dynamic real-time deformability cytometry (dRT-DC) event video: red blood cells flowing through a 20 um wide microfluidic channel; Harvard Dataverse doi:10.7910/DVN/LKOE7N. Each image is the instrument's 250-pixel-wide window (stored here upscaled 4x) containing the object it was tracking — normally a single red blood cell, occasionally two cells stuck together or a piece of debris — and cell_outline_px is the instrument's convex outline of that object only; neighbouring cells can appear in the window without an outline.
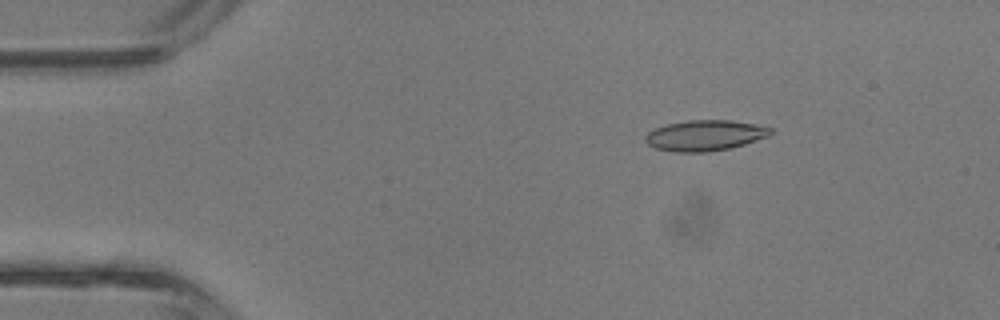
{"species": "common noctule bat (a hibernating species)", "species_latin": "Nyctalus noctula", "temperature_condition": "room temperature", "stored_images_in_passage": 4, "camera_frame_rate_fps": 3000, "um_per_image_px": 0.085, "animal": {"sex": "male", "body_mass_g": 13.3}, "frame": {"image": 1, "passage_image": 2, "time_ms": 0.333, "image_size_px": [1000, 320], "cell_outline_px": [[772, 132], [768, 136], [744, 144], [728, 148], [704, 152], [676, 152], [656, 148], [648, 144], [644, 140], [644, 136], [648, 132], [656, 128], [668, 124], [688, 120], [732, 120], [772, 128]], "centroid_in_image_um": [59.89, 11.51], "position_along_channel_um": 25.1, "area_um2": 22.08}}
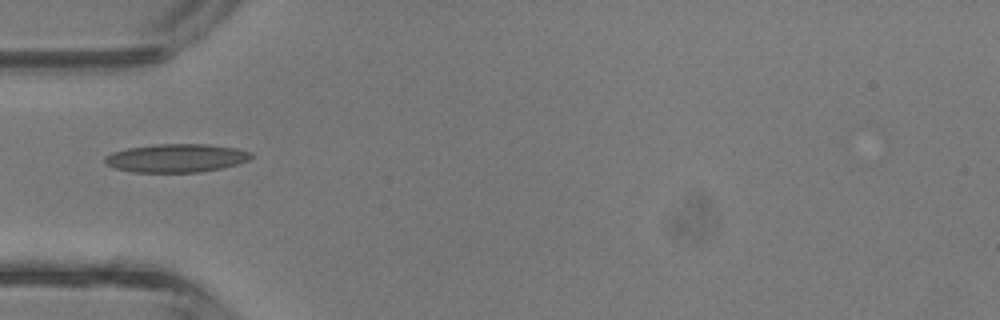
{"frame": {"image": 2, "passage_image": 4, "time_ms": 1.0, "image_size_px": [1000, 320], "cell_outline_px": [[252, 156], [248, 160], [236, 164], [220, 168], [200, 172], [132, 172], [116, 168], [104, 164], [104, 156], [112, 152], [128, 148], [156, 144], [208, 144], [236, 148], [252, 152]], "centroid_in_image_um": [14.95, 13.43], "position_along_channel_um": 70.0, "area_um2": 24.16}}